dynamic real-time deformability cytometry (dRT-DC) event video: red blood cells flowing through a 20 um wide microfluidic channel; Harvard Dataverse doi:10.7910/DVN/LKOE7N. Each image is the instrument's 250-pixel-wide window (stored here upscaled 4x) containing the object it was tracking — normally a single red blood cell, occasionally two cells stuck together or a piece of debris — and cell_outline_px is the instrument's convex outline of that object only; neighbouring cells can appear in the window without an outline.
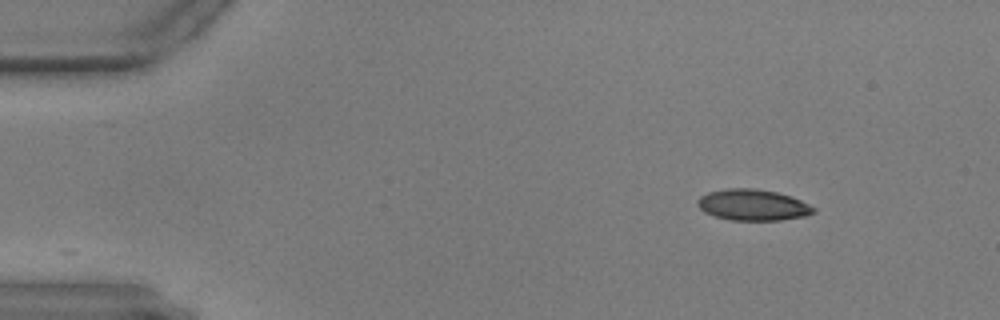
{"species": "common noctule bat (a hibernating species)", "species_latin": "Nyctalus noctula", "temperature_condition": "warm", "stored_images_in_passage": 36, "camera_frame_rate_fps": 3000, "um_per_image_px": 0.085, "animal": {"sex": "male", "body_mass_g": 17.9, "forearm_length_mm": 54.2}, "frame": {"image": 1, "passage_image": 1, "time_ms": 0.0, "image_size_px": [1000, 320], "cell_outline_px": [[816, 212], [804, 216], [780, 220], [732, 220], [716, 216], [704, 212], [696, 204], [696, 200], [700, 196], [708, 192], [728, 188], [756, 188], [776, 192], [792, 196], [816, 208]], "centroid_in_image_um": [63.98, 17.41], "position_along_channel_um": 21.0, "area_um2": 21.1}}
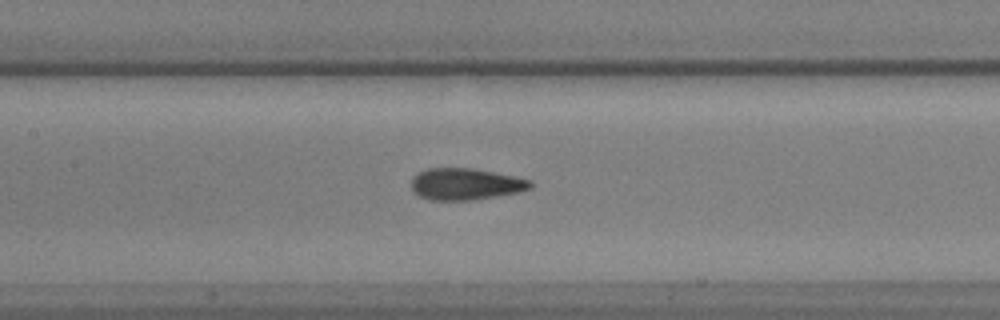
{"frame": {"image": 2, "passage_image": 21, "time_ms": 6.667, "image_size_px": [1000, 320], "cell_outline_px": [[532, 188], [516, 192], [468, 200], [428, 200], [420, 196], [412, 188], [412, 176], [428, 168], [472, 168], [532, 180]], "centroid_in_image_um": [39.54, 15.64], "position_along_channel_um": 167.9, "area_um2": 21.56}}
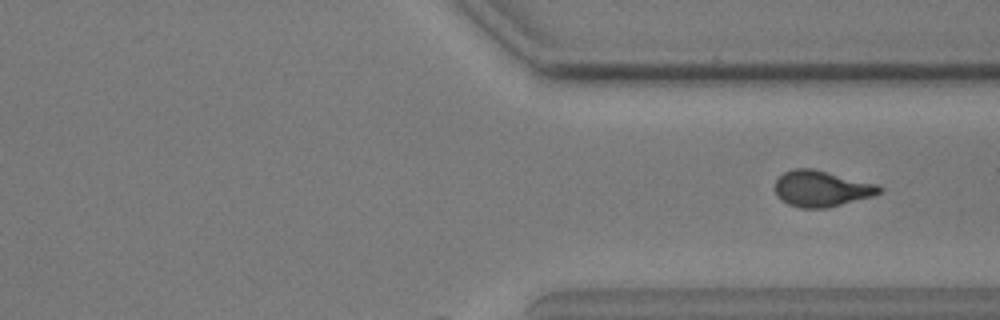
{"frame": {"image": 3, "passage_image": 36, "time_ms": 11.667, "image_size_px": [1000, 320], "cell_outline_px": [[884, 188], [880, 192], [872, 196], [828, 208], [800, 208], [788, 204], [780, 200], [776, 196], [776, 180], [784, 172], [792, 168], [812, 168], [876, 184]], "centroid_in_image_um": [69.8, 16.04], "position_along_channel_um": 341.6, "area_um2": 21.85}}